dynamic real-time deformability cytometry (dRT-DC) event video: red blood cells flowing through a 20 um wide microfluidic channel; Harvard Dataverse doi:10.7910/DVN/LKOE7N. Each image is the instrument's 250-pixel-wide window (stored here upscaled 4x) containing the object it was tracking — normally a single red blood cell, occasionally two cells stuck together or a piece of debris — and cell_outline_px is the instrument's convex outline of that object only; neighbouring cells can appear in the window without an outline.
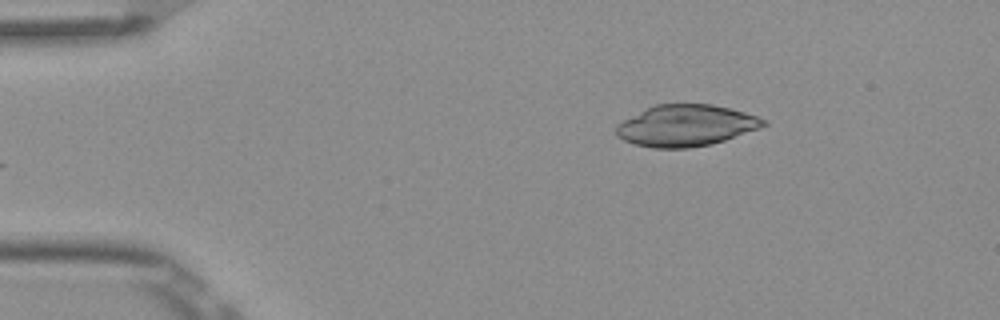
{"species": "Egyptian fruit bat (a non-hibernating species)", "species_latin": "Rousettus aegyptiacus", "temperature_condition": "room temperature", "stored_images_in_passage": 5, "camera_frame_rate_fps": 3000, "um_per_image_px": 0.085, "frame": {"image": 1, "passage_image": 5, "time_ms": 1.333, "image_size_px": [1000, 320], "cell_outline_px": [[768, 124], [760, 128], [712, 144], [688, 148], [652, 148], [636, 144], [624, 140], [616, 136], [616, 124], [656, 104], [712, 104], [744, 112], [768, 120]], "centroid_in_image_um": [58.32, 10.68], "position_along_channel_um": 26.7, "area_um2": 35.32}}